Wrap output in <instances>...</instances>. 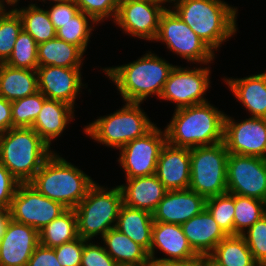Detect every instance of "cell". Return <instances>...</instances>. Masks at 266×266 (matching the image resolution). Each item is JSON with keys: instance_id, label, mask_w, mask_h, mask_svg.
<instances>
[{"instance_id": "obj_1", "label": "cell", "mask_w": 266, "mask_h": 266, "mask_svg": "<svg viewBox=\"0 0 266 266\" xmlns=\"http://www.w3.org/2000/svg\"><path fill=\"white\" fill-rule=\"evenodd\" d=\"M172 3L178 17L213 51L237 32V7L222 0H175Z\"/></svg>"}, {"instance_id": "obj_2", "label": "cell", "mask_w": 266, "mask_h": 266, "mask_svg": "<svg viewBox=\"0 0 266 266\" xmlns=\"http://www.w3.org/2000/svg\"><path fill=\"white\" fill-rule=\"evenodd\" d=\"M174 66L149 51L136 61L103 70L115 83L124 102L142 103L149 96L160 98Z\"/></svg>"}, {"instance_id": "obj_3", "label": "cell", "mask_w": 266, "mask_h": 266, "mask_svg": "<svg viewBox=\"0 0 266 266\" xmlns=\"http://www.w3.org/2000/svg\"><path fill=\"white\" fill-rule=\"evenodd\" d=\"M174 111L171 121L165 127L169 144L194 148L223 142L225 113L210 102Z\"/></svg>"}, {"instance_id": "obj_4", "label": "cell", "mask_w": 266, "mask_h": 266, "mask_svg": "<svg viewBox=\"0 0 266 266\" xmlns=\"http://www.w3.org/2000/svg\"><path fill=\"white\" fill-rule=\"evenodd\" d=\"M94 183L90 176L57 152L46 159L29 182L42 195L67 209L76 208Z\"/></svg>"}, {"instance_id": "obj_5", "label": "cell", "mask_w": 266, "mask_h": 266, "mask_svg": "<svg viewBox=\"0 0 266 266\" xmlns=\"http://www.w3.org/2000/svg\"><path fill=\"white\" fill-rule=\"evenodd\" d=\"M53 152L33 128L13 127L0 135V162L20 183H29Z\"/></svg>"}, {"instance_id": "obj_6", "label": "cell", "mask_w": 266, "mask_h": 266, "mask_svg": "<svg viewBox=\"0 0 266 266\" xmlns=\"http://www.w3.org/2000/svg\"><path fill=\"white\" fill-rule=\"evenodd\" d=\"M140 104L125 102V105L114 113L101 116L86 125L85 134L114 149H120L129 141L145 136L156 124L151 122Z\"/></svg>"}, {"instance_id": "obj_7", "label": "cell", "mask_w": 266, "mask_h": 266, "mask_svg": "<svg viewBox=\"0 0 266 266\" xmlns=\"http://www.w3.org/2000/svg\"><path fill=\"white\" fill-rule=\"evenodd\" d=\"M108 189L95 182L74 208L79 237L91 241L97 235L102 238L110 229L116 227L123 204L122 191L119 185Z\"/></svg>"}, {"instance_id": "obj_8", "label": "cell", "mask_w": 266, "mask_h": 266, "mask_svg": "<svg viewBox=\"0 0 266 266\" xmlns=\"http://www.w3.org/2000/svg\"><path fill=\"white\" fill-rule=\"evenodd\" d=\"M228 154L224 142L190 148L189 189L206 199L226 193Z\"/></svg>"}, {"instance_id": "obj_9", "label": "cell", "mask_w": 266, "mask_h": 266, "mask_svg": "<svg viewBox=\"0 0 266 266\" xmlns=\"http://www.w3.org/2000/svg\"><path fill=\"white\" fill-rule=\"evenodd\" d=\"M168 8L161 15L154 41L164 42L167 49L188 62L208 65L214 61V51L178 17L171 6Z\"/></svg>"}, {"instance_id": "obj_10", "label": "cell", "mask_w": 266, "mask_h": 266, "mask_svg": "<svg viewBox=\"0 0 266 266\" xmlns=\"http://www.w3.org/2000/svg\"><path fill=\"white\" fill-rule=\"evenodd\" d=\"M66 210L61 203L42 195L29 183H20L9 212L12 220L30 225L39 232Z\"/></svg>"}, {"instance_id": "obj_11", "label": "cell", "mask_w": 266, "mask_h": 266, "mask_svg": "<svg viewBox=\"0 0 266 266\" xmlns=\"http://www.w3.org/2000/svg\"><path fill=\"white\" fill-rule=\"evenodd\" d=\"M190 68L174 66L165 82L160 99L174 102L175 110L208 102L204 95L210 87V68Z\"/></svg>"}, {"instance_id": "obj_12", "label": "cell", "mask_w": 266, "mask_h": 266, "mask_svg": "<svg viewBox=\"0 0 266 266\" xmlns=\"http://www.w3.org/2000/svg\"><path fill=\"white\" fill-rule=\"evenodd\" d=\"M155 126L145 136L129 141L120 148L118 162L126 178L149 176L156 173L161 150L167 142L166 131Z\"/></svg>"}, {"instance_id": "obj_13", "label": "cell", "mask_w": 266, "mask_h": 266, "mask_svg": "<svg viewBox=\"0 0 266 266\" xmlns=\"http://www.w3.org/2000/svg\"><path fill=\"white\" fill-rule=\"evenodd\" d=\"M227 192L266 202V159L229 153Z\"/></svg>"}, {"instance_id": "obj_14", "label": "cell", "mask_w": 266, "mask_h": 266, "mask_svg": "<svg viewBox=\"0 0 266 266\" xmlns=\"http://www.w3.org/2000/svg\"><path fill=\"white\" fill-rule=\"evenodd\" d=\"M162 4L166 3L148 0H119L113 22L125 34L152 42L158 32L161 15L167 8Z\"/></svg>"}, {"instance_id": "obj_15", "label": "cell", "mask_w": 266, "mask_h": 266, "mask_svg": "<svg viewBox=\"0 0 266 266\" xmlns=\"http://www.w3.org/2000/svg\"><path fill=\"white\" fill-rule=\"evenodd\" d=\"M223 142L229 153L266 159V118L250 116L238 123L225 114Z\"/></svg>"}, {"instance_id": "obj_16", "label": "cell", "mask_w": 266, "mask_h": 266, "mask_svg": "<svg viewBox=\"0 0 266 266\" xmlns=\"http://www.w3.org/2000/svg\"><path fill=\"white\" fill-rule=\"evenodd\" d=\"M156 249L168 257L166 255L164 258L155 257ZM148 255L152 265H173L198 257L189 245L181 225L163 222L153 224L152 243Z\"/></svg>"}, {"instance_id": "obj_17", "label": "cell", "mask_w": 266, "mask_h": 266, "mask_svg": "<svg viewBox=\"0 0 266 266\" xmlns=\"http://www.w3.org/2000/svg\"><path fill=\"white\" fill-rule=\"evenodd\" d=\"M38 90L47 98L61 101L74 108L75 99L86 84L82 83L81 68L38 66Z\"/></svg>"}, {"instance_id": "obj_18", "label": "cell", "mask_w": 266, "mask_h": 266, "mask_svg": "<svg viewBox=\"0 0 266 266\" xmlns=\"http://www.w3.org/2000/svg\"><path fill=\"white\" fill-rule=\"evenodd\" d=\"M39 245V232L12 219L0 240V266H27Z\"/></svg>"}, {"instance_id": "obj_19", "label": "cell", "mask_w": 266, "mask_h": 266, "mask_svg": "<svg viewBox=\"0 0 266 266\" xmlns=\"http://www.w3.org/2000/svg\"><path fill=\"white\" fill-rule=\"evenodd\" d=\"M207 199L197 192L169 190L152 213L154 222L183 224L206 208Z\"/></svg>"}, {"instance_id": "obj_20", "label": "cell", "mask_w": 266, "mask_h": 266, "mask_svg": "<svg viewBox=\"0 0 266 266\" xmlns=\"http://www.w3.org/2000/svg\"><path fill=\"white\" fill-rule=\"evenodd\" d=\"M155 175L168 191L189 189L190 148L166 142L158 158Z\"/></svg>"}, {"instance_id": "obj_21", "label": "cell", "mask_w": 266, "mask_h": 266, "mask_svg": "<svg viewBox=\"0 0 266 266\" xmlns=\"http://www.w3.org/2000/svg\"><path fill=\"white\" fill-rule=\"evenodd\" d=\"M188 243L198 256H209L228 235L205 208L198 215L181 224Z\"/></svg>"}, {"instance_id": "obj_22", "label": "cell", "mask_w": 266, "mask_h": 266, "mask_svg": "<svg viewBox=\"0 0 266 266\" xmlns=\"http://www.w3.org/2000/svg\"><path fill=\"white\" fill-rule=\"evenodd\" d=\"M123 204L153 213L168 191L155 174L126 178V184L119 185Z\"/></svg>"}, {"instance_id": "obj_23", "label": "cell", "mask_w": 266, "mask_h": 266, "mask_svg": "<svg viewBox=\"0 0 266 266\" xmlns=\"http://www.w3.org/2000/svg\"><path fill=\"white\" fill-rule=\"evenodd\" d=\"M224 82L251 117L266 118V71L244 78H225Z\"/></svg>"}, {"instance_id": "obj_24", "label": "cell", "mask_w": 266, "mask_h": 266, "mask_svg": "<svg viewBox=\"0 0 266 266\" xmlns=\"http://www.w3.org/2000/svg\"><path fill=\"white\" fill-rule=\"evenodd\" d=\"M74 111L67 103L46 99L31 128L50 146L73 120Z\"/></svg>"}, {"instance_id": "obj_25", "label": "cell", "mask_w": 266, "mask_h": 266, "mask_svg": "<svg viewBox=\"0 0 266 266\" xmlns=\"http://www.w3.org/2000/svg\"><path fill=\"white\" fill-rule=\"evenodd\" d=\"M104 248L119 266H151L148 252L116 228L103 237Z\"/></svg>"}, {"instance_id": "obj_26", "label": "cell", "mask_w": 266, "mask_h": 266, "mask_svg": "<svg viewBox=\"0 0 266 266\" xmlns=\"http://www.w3.org/2000/svg\"><path fill=\"white\" fill-rule=\"evenodd\" d=\"M153 224L152 214L148 211L122 204L115 228L149 253Z\"/></svg>"}, {"instance_id": "obj_27", "label": "cell", "mask_w": 266, "mask_h": 266, "mask_svg": "<svg viewBox=\"0 0 266 266\" xmlns=\"http://www.w3.org/2000/svg\"><path fill=\"white\" fill-rule=\"evenodd\" d=\"M38 75L36 70L14 68L0 63V96L15 101L36 93Z\"/></svg>"}, {"instance_id": "obj_28", "label": "cell", "mask_w": 266, "mask_h": 266, "mask_svg": "<svg viewBox=\"0 0 266 266\" xmlns=\"http://www.w3.org/2000/svg\"><path fill=\"white\" fill-rule=\"evenodd\" d=\"M84 54L78 46L55 37L38 45V66L81 68Z\"/></svg>"}, {"instance_id": "obj_29", "label": "cell", "mask_w": 266, "mask_h": 266, "mask_svg": "<svg viewBox=\"0 0 266 266\" xmlns=\"http://www.w3.org/2000/svg\"><path fill=\"white\" fill-rule=\"evenodd\" d=\"M20 0H13L9 6L14 8L22 18L23 29L29 33L39 45L56 37V30L52 24L47 10L38 7L37 4H29L18 9L17 3ZM15 5V6H14Z\"/></svg>"}, {"instance_id": "obj_30", "label": "cell", "mask_w": 266, "mask_h": 266, "mask_svg": "<svg viewBox=\"0 0 266 266\" xmlns=\"http://www.w3.org/2000/svg\"><path fill=\"white\" fill-rule=\"evenodd\" d=\"M209 256L221 266H260L241 235H228Z\"/></svg>"}, {"instance_id": "obj_31", "label": "cell", "mask_w": 266, "mask_h": 266, "mask_svg": "<svg viewBox=\"0 0 266 266\" xmlns=\"http://www.w3.org/2000/svg\"><path fill=\"white\" fill-rule=\"evenodd\" d=\"M79 238L74 209H67L39 231V244L55 248Z\"/></svg>"}, {"instance_id": "obj_32", "label": "cell", "mask_w": 266, "mask_h": 266, "mask_svg": "<svg viewBox=\"0 0 266 266\" xmlns=\"http://www.w3.org/2000/svg\"><path fill=\"white\" fill-rule=\"evenodd\" d=\"M98 24L91 16L79 11L67 23L56 31V37L78 46L83 52L87 50L93 27ZM93 24V25H92Z\"/></svg>"}, {"instance_id": "obj_33", "label": "cell", "mask_w": 266, "mask_h": 266, "mask_svg": "<svg viewBox=\"0 0 266 266\" xmlns=\"http://www.w3.org/2000/svg\"><path fill=\"white\" fill-rule=\"evenodd\" d=\"M234 235L243 234L266 214V202L234 194Z\"/></svg>"}, {"instance_id": "obj_34", "label": "cell", "mask_w": 266, "mask_h": 266, "mask_svg": "<svg viewBox=\"0 0 266 266\" xmlns=\"http://www.w3.org/2000/svg\"><path fill=\"white\" fill-rule=\"evenodd\" d=\"M37 50L38 44L35 39L22 29L10 57L4 63L14 68L37 70Z\"/></svg>"}, {"instance_id": "obj_35", "label": "cell", "mask_w": 266, "mask_h": 266, "mask_svg": "<svg viewBox=\"0 0 266 266\" xmlns=\"http://www.w3.org/2000/svg\"><path fill=\"white\" fill-rule=\"evenodd\" d=\"M23 29L22 18L12 9L0 11V63H4L14 49V43Z\"/></svg>"}, {"instance_id": "obj_36", "label": "cell", "mask_w": 266, "mask_h": 266, "mask_svg": "<svg viewBox=\"0 0 266 266\" xmlns=\"http://www.w3.org/2000/svg\"><path fill=\"white\" fill-rule=\"evenodd\" d=\"M46 99L40 91H37L32 95L12 101L13 127L31 128Z\"/></svg>"}, {"instance_id": "obj_37", "label": "cell", "mask_w": 266, "mask_h": 266, "mask_svg": "<svg viewBox=\"0 0 266 266\" xmlns=\"http://www.w3.org/2000/svg\"><path fill=\"white\" fill-rule=\"evenodd\" d=\"M206 209L227 235H234V194L226 192L208 198Z\"/></svg>"}, {"instance_id": "obj_38", "label": "cell", "mask_w": 266, "mask_h": 266, "mask_svg": "<svg viewBox=\"0 0 266 266\" xmlns=\"http://www.w3.org/2000/svg\"><path fill=\"white\" fill-rule=\"evenodd\" d=\"M241 236L245 239L254 260L266 266V214Z\"/></svg>"}, {"instance_id": "obj_39", "label": "cell", "mask_w": 266, "mask_h": 266, "mask_svg": "<svg viewBox=\"0 0 266 266\" xmlns=\"http://www.w3.org/2000/svg\"><path fill=\"white\" fill-rule=\"evenodd\" d=\"M79 10L91 16L97 23L109 17L115 20L119 0H74Z\"/></svg>"}, {"instance_id": "obj_40", "label": "cell", "mask_w": 266, "mask_h": 266, "mask_svg": "<svg viewBox=\"0 0 266 266\" xmlns=\"http://www.w3.org/2000/svg\"><path fill=\"white\" fill-rule=\"evenodd\" d=\"M87 241L79 237L71 242L55 247L54 251L58 262L62 266H81L83 247Z\"/></svg>"}, {"instance_id": "obj_41", "label": "cell", "mask_w": 266, "mask_h": 266, "mask_svg": "<svg viewBox=\"0 0 266 266\" xmlns=\"http://www.w3.org/2000/svg\"><path fill=\"white\" fill-rule=\"evenodd\" d=\"M81 266H119L106 252L104 246L88 240L83 247Z\"/></svg>"}, {"instance_id": "obj_42", "label": "cell", "mask_w": 266, "mask_h": 266, "mask_svg": "<svg viewBox=\"0 0 266 266\" xmlns=\"http://www.w3.org/2000/svg\"><path fill=\"white\" fill-rule=\"evenodd\" d=\"M46 10L56 31L80 11L74 0L55 2Z\"/></svg>"}, {"instance_id": "obj_43", "label": "cell", "mask_w": 266, "mask_h": 266, "mask_svg": "<svg viewBox=\"0 0 266 266\" xmlns=\"http://www.w3.org/2000/svg\"><path fill=\"white\" fill-rule=\"evenodd\" d=\"M20 182L0 162V208L10 209Z\"/></svg>"}, {"instance_id": "obj_44", "label": "cell", "mask_w": 266, "mask_h": 266, "mask_svg": "<svg viewBox=\"0 0 266 266\" xmlns=\"http://www.w3.org/2000/svg\"><path fill=\"white\" fill-rule=\"evenodd\" d=\"M27 266H62L56 257L54 248L39 244L28 260Z\"/></svg>"}, {"instance_id": "obj_45", "label": "cell", "mask_w": 266, "mask_h": 266, "mask_svg": "<svg viewBox=\"0 0 266 266\" xmlns=\"http://www.w3.org/2000/svg\"><path fill=\"white\" fill-rule=\"evenodd\" d=\"M13 128L11 101L0 96V135Z\"/></svg>"}, {"instance_id": "obj_46", "label": "cell", "mask_w": 266, "mask_h": 266, "mask_svg": "<svg viewBox=\"0 0 266 266\" xmlns=\"http://www.w3.org/2000/svg\"><path fill=\"white\" fill-rule=\"evenodd\" d=\"M173 266H210L209 256H198L197 258L173 264Z\"/></svg>"}, {"instance_id": "obj_47", "label": "cell", "mask_w": 266, "mask_h": 266, "mask_svg": "<svg viewBox=\"0 0 266 266\" xmlns=\"http://www.w3.org/2000/svg\"><path fill=\"white\" fill-rule=\"evenodd\" d=\"M11 216L8 209L0 208V240L3 237Z\"/></svg>"}, {"instance_id": "obj_48", "label": "cell", "mask_w": 266, "mask_h": 266, "mask_svg": "<svg viewBox=\"0 0 266 266\" xmlns=\"http://www.w3.org/2000/svg\"><path fill=\"white\" fill-rule=\"evenodd\" d=\"M209 264L210 266H221V265H218L210 256H209Z\"/></svg>"}, {"instance_id": "obj_49", "label": "cell", "mask_w": 266, "mask_h": 266, "mask_svg": "<svg viewBox=\"0 0 266 266\" xmlns=\"http://www.w3.org/2000/svg\"><path fill=\"white\" fill-rule=\"evenodd\" d=\"M4 2H6V5L9 7V2L7 0H0V6H5Z\"/></svg>"}, {"instance_id": "obj_50", "label": "cell", "mask_w": 266, "mask_h": 266, "mask_svg": "<svg viewBox=\"0 0 266 266\" xmlns=\"http://www.w3.org/2000/svg\"><path fill=\"white\" fill-rule=\"evenodd\" d=\"M38 1H41V0H38ZM42 1L45 3L46 0H42ZM47 1H50V3H51V1L52 2H62V1H67V0H47Z\"/></svg>"}, {"instance_id": "obj_51", "label": "cell", "mask_w": 266, "mask_h": 266, "mask_svg": "<svg viewBox=\"0 0 266 266\" xmlns=\"http://www.w3.org/2000/svg\"><path fill=\"white\" fill-rule=\"evenodd\" d=\"M174 1H175V0H161V2H163V3H165V2H166V3H167V2H168V3H172V2H174Z\"/></svg>"}, {"instance_id": "obj_52", "label": "cell", "mask_w": 266, "mask_h": 266, "mask_svg": "<svg viewBox=\"0 0 266 266\" xmlns=\"http://www.w3.org/2000/svg\"><path fill=\"white\" fill-rule=\"evenodd\" d=\"M3 9H5V6H0V11H2Z\"/></svg>"}, {"instance_id": "obj_53", "label": "cell", "mask_w": 266, "mask_h": 266, "mask_svg": "<svg viewBox=\"0 0 266 266\" xmlns=\"http://www.w3.org/2000/svg\"><path fill=\"white\" fill-rule=\"evenodd\" d=\"M153 266H173V265H153Z\"/></svg>"}, {"instance_id": "obj_54", "label": "cell", "mask_w": 266, "mask_h": 266, "mask_svg": "<svg viewBox=\"0 0 266 266\" xmlns=\"http://www.w3.org/2000/svg\"><path fill=\"white\" fill-rule=\"evenodd\" d=\"M148 1H156V2H161V0H148Z\"/></svg>"}]
</instances>
